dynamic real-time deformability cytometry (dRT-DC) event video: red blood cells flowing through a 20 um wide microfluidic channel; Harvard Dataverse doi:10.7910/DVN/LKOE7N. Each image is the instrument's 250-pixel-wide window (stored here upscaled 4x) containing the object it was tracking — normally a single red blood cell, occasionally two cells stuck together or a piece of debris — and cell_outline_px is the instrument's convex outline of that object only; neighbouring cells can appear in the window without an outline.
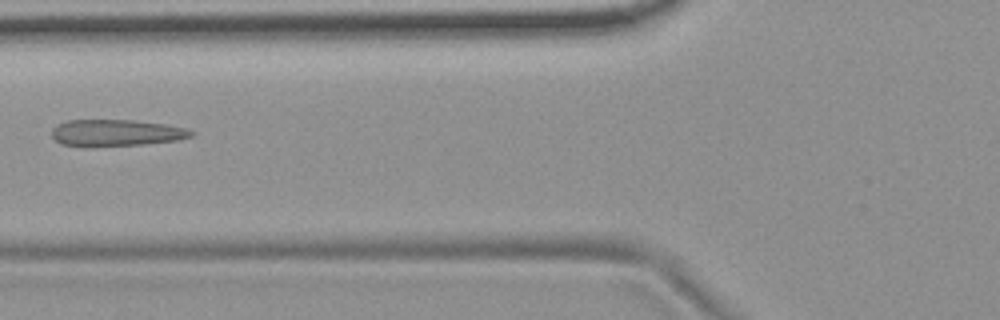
{"species": "common noctule bat (a hibernating species)", "species_latin": "Nyctalus noctula", "temperature_condition": "room temperature", "stored_images_in_passage": 3, "camera_frame_rate_fps": 3000, "um_per_image_px": 0.085, "animal": {"sex": "female", "body_mass_g": 19.9}, "frame": {"image": 1, "passage_image": 3, "time_ms": 0.667, "image_size_px": [1000, 320], "cell_outline_px": [[196, 132], [192, 136], [176, 140], [140, 144], [60, 144], [52, 136], [52, 128], [68, 120], [132, 120], [164, 124], [188, 128]], "centroid_in_image_um": [9.94, 11.25], "position_along_channel_um": 115.9, "area_um2": 20.69}}